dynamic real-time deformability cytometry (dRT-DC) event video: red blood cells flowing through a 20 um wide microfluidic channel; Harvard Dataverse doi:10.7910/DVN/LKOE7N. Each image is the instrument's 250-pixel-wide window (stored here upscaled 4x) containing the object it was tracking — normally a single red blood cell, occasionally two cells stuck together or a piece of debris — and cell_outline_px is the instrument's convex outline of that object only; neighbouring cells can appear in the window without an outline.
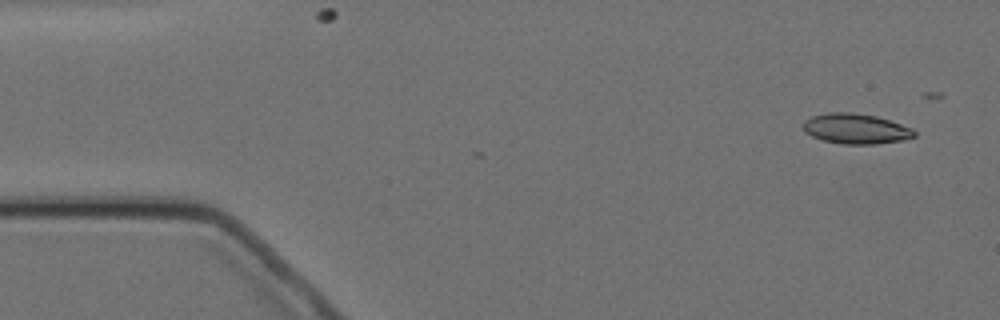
{"species": "Egyptian fruit bat (a non-hibernating species)", "species_latin": "Rousettus aegyptiacus", "temperature_condition": "cold", "stored_images_in_passage": 2, "camera_frame_rate_fps": 3000, "um_per_image_px": 0.085, "animal": {"sex": "female"}, "frame": {"image": 1, "passage_image": 1, "time_ms": 0.0, "image_size_px": [1000, 320], "cell_outline_px": [[916, 136], [904, 140], [876, 144], [844, 144], [824, 140], [812, 136], [804, 132], [804, 120], [812, 116], [828, 112], [848, 112], [876, 116], [912, 128], [916, 132]], "centroid_in_image_um": [72.75, 10.94], "position_along_channel_um": 12.2, "area_um2": 19.48}}